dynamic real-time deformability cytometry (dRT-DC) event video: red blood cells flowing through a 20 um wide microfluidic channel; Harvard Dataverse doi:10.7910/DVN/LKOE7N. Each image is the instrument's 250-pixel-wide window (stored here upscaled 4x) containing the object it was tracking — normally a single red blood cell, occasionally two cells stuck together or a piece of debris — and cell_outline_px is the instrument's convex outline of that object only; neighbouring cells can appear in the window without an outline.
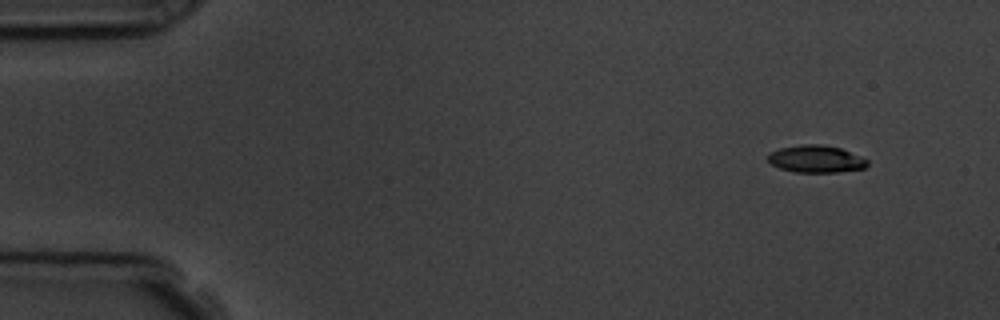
{"species": "common noctule bat (a hibernating species)", "species_latin": "Nyctalus noctula", "temperature_condition": "room temperature", "stored_images_in_passage": 5, "camera_frame_rate_fps": 3000, "um_per_image_px": 0.085, "animal": {"sex": "male", "body_mass_g": 19.5, "forearm_length_mm": 54.6}, "frame": {"image": 1, "passage_image": 1, "time_ms": 0.0, "image_size_px": [1000, 320], "cell_outline_px": [[868, 164], [864, 168], [840, 172], [796, 172], [780, 168], [772, 164], [768, 160], [768, 152], [780, 148], [800, 144], [824, 144], [840, 148], [868, 160]], "centroid_in_image_um": [69.34, 13.5], "position_along_channel_um": 15.7, "area_um2": 15.78}}
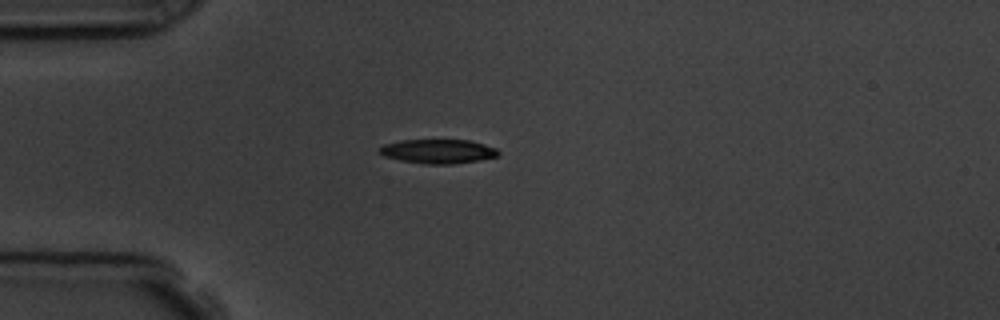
{"frame": {"image": 2, "passage_image": 3, "time_ms": 3.333, "image_size_px": [1000, 320], "cell_outline_px": [[500, 156], [480, 160], [452, 164], [424, 164], [400, 160], [384, 156], [376, 152], [376, 148], [384, 144], [400, 140], [468, 140], [484, 144], [496, 148], [500, 152]], "centroid_in_image_um": [37.2, 12.86], "position_along_channel_um": 47.8, "area_um2": 16.99}}